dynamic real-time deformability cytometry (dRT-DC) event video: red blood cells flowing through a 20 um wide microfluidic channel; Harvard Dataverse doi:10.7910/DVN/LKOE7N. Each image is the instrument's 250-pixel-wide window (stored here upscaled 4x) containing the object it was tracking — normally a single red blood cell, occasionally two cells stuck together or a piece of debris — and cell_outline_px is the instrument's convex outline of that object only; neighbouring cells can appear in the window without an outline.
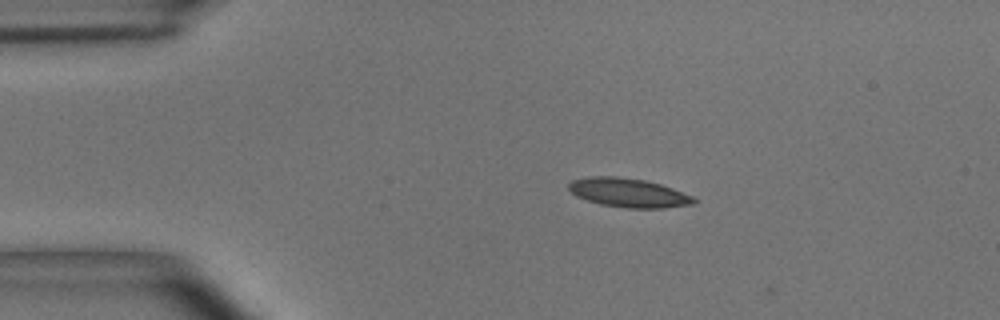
{"species": "common noctule bat (a hibernating species)", "species_latin": "Nyctalus noctula", "temperature_condition": "room temperature", "stored_images_in_passage": 2, "camera_frame_rate_fps": 3000, "um_per_image_px": 0.085, "animal": {"sex": "male", "body_mass_g": 15.6}, "frame": {"image": 1, "passage_image": 1, "time_ms": 0.0, "image_size_px": [1000, 320], "cell_outline_px": [[696, 204], [664, 208], [628, 208], [600, 204], [576, 196], [568, 188], [568, 184], [572, 180], [592, 176], [612, 176], [644, 180], [660, 184], [672, 188], [692, 196], [696, 200]], "centroid_in_image_um": [53.43, 16.39], "position_along_channel_um": 31.6, "area_um2": 20.98}}